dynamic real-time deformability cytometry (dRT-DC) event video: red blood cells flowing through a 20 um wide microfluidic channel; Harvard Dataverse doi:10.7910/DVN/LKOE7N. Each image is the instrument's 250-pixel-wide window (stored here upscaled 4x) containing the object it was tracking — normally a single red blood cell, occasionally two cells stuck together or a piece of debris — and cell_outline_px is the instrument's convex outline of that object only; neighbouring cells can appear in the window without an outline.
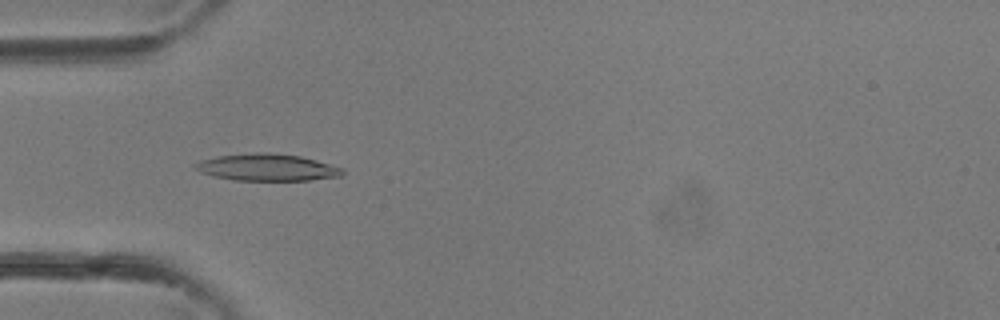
{"species": "common noctule bat (a hibernating species)", "species_latin": "Nyctalus noctula", "temperature_condition": "room temperature", "stored_images_in_passage": 24, "camera_frame_rate_fps": 3000, "um_per_image_px": 0.085, "animal": {"sex": "female"}, "frame": {"image": 1, "passage_image": 7, "time_ms": 2.0, "image_size_px": [1000, 320], "cell_outline_px": [[344, 172], [340, 176], [308, 180], [232, 180], [212, 176], [200, 172], [192, 168], [192, 164], [200, 160], [216, 156], [256, 152], [268, 152], [300, 156], [316, 160], [344, 168]], "centroid_in_image_um": [22.64, 14.22], "position_along_channel_um": 62.4, "area_um2": 23.29}}
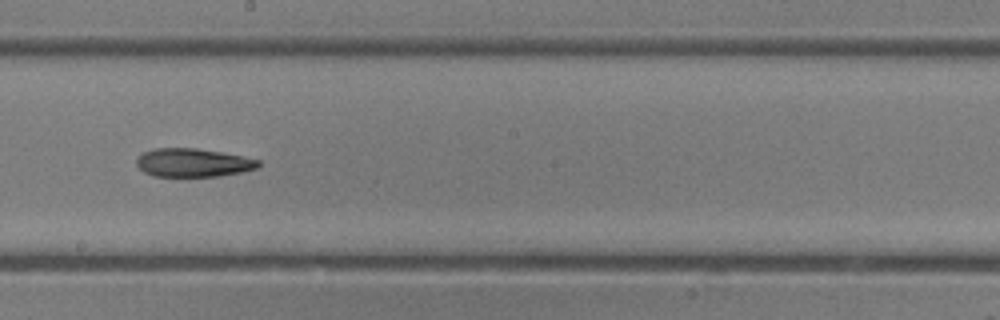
{"frame": {"image": 2, "passage_image": 16, "time_ms": 5.0, "image_size_px": [1000, 320], "cell_outline_px": [[260, 164], [256, 168], [240, 172], [220, 176], [152, 176], [144, 172], [136, 164], [136, 156], [152, 148], [196, 148], [220, 152], [260, 160]], "centroid_in_image_um": [16.35, 13.82], "position_along_channel_um": 231.8, "area_um2": 20.11}}
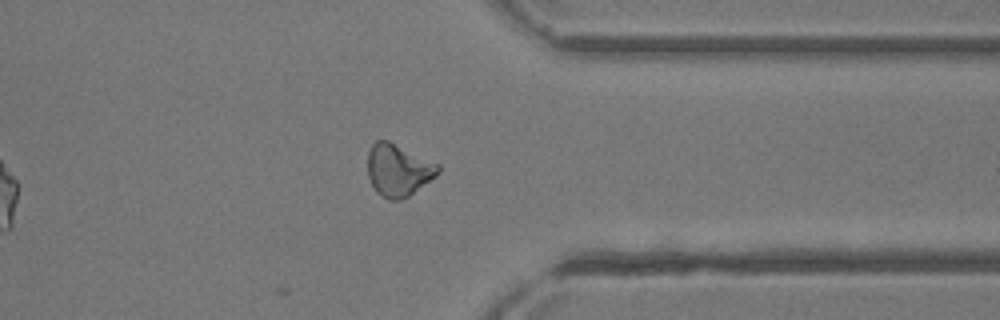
{"frame": {"image": 3, "passage_image": 24, "time_ms": 7.667, "image_size_px": [1000, 320], "cell_outline_px": [[440, 172], [436, 176], [408, 196], [400, 200], [388, 200], [380, 196], [376, 192], [368, 176], [368, 152], [372, 144], [376, 140], [388, 140], [440, 164]], "centroid_in_image_um": [33.85, 14.45], "position_along_channel_um": 377.5, "area_um2": 21.5}}